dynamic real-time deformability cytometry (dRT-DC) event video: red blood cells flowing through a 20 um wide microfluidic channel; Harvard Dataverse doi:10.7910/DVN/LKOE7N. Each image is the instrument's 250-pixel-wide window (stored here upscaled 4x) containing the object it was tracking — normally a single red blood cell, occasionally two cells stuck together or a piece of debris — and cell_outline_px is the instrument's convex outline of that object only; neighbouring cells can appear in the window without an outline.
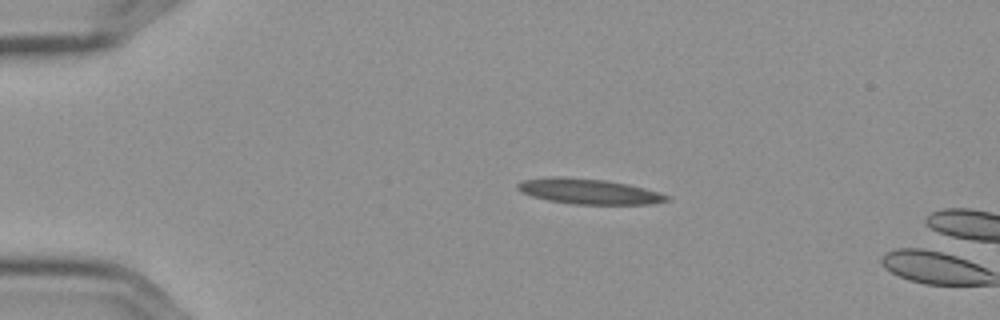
{"species": "Egyptian fruit bat (a non-hibernating species)", "species_latin": "Rousettus aegyptiacus", "temperature_condition": "cold", "stored_images_in_passage": 4, "camera_frame_rate_fps": 3000, "um_per_image_px": 0.085, "frame": {"image": 1, "passage_image": 3, "time_ms": 0.667, "image_size_px": [1000, 320], "cell_outline_px": [[672, 200], [652, 204], [576, 204], [548, 200], [532, 196], [520, 192], [516, 188], [516, 184], [524, 180], [552, 176], [560, 176], [604, 180], [628, 184], [660, 192], [672, 196]], "centroid_in_image_um": [50.09, 16.27], "position_along_channel_um": 34.9, "area_um2": 22.14}}